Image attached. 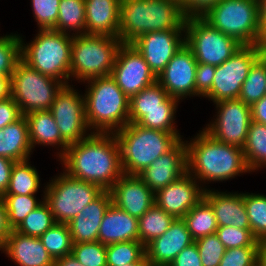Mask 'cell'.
I'll return each mask as SVG.
<instances>
[{
	"instance_id": "ffe728a7",
	"label": "cell",
	"mask_w": 266,
	"mask_h": 266,
	"mask_svg": "<svg viewBox=\"0 0 266 266\" xmlns=\"http://www.w3.org/2000/svg\"><path fill=\"white\" fill-rule=\"evenodd\" d=\"M109 191L112 203L136 218L155 203V193L137 175L123 174Z\"/></svg>"
},
{
	"instance_id": "e575fe53",
	"label": "cell",
	"mask_w": 266,
	"mask_h": 266,
	"mask_svg": "<svg viewBox=\"0 0 266 266\" xmlns=\"http://www.w3.org/2000/svg\"><path fill=\"white\" fill-rule=\"evenodd\" d=\"M266 95V60L261 56L250 68L244 80L239 99L252 106Z\"/></svg>"
},
{
	"instance_id": "91938a15",
	"label": "cell",
	"mask_w": 266,
	"mask_h": 266,
	"mask_svg": "<svg viewBox=\"0 0 266 266\" xmlns=\"http://www.w3.org/2000/svg\"><path fill=\"white\" fill-rule=\"evenodd\" d=\"M257 266H266V238L259 240Z\"/></svg>"
},
{
	"instance_id": "f1b7e54d",
	"label": "cell",
	"mask_w": 266,
	"mask_h": 266,
	"mask_svg": "<svg viewBox=\"0 0 266 266\" xmlns=\"http://www.w3.org/2000/svg\"><path fill=\"white\" fill-rule=\"evenodd\" d=\"M179 102L156 81L130 98L129 123H137L143 117V110L178 109Z\"/></svg>"
},
{
	"instance_id": "7bdbcfd3",
	"label": "cell",
	"mask_w": 266,
	"mask_h": 266,
	"mask_svg": "<svg viewBox=\"0 0 266 266\" xmlns=\"http://www.w3.org/2000/svg\"><path fill=\"white\" fill-rule=\"evenodd\" d=\"M72 254L84 266H107L106 245L99 241L73 243Z\"/></svg>"
},
{
	"instance_id": "f6af8a7d",
	"label": "cell",
	"mask_w": 266,
	"mask_h": 266,
	"mask_svg": "<svg viewBox=\"0 0 266 266\" xmlns=\"http://www.w3.org/2000/svg\"><path fill=\"white\" fill-rule=\"evenodd\" d=\"M195 243L202 266H219L226 249L215 233L196 239Z\"/></svg>"
},
{
	"instance_id": "f907efd6",
	"label": "cell",
	"mask_w": 266,
	"mask_h": 266,
	"mask_svg": "<svg viewBox=\"0 0 266 266\" xmlns=\"http://www.w3.org/2000/svg\"><path fill=\"white\" fill-rule=\"evenodd\" d=\"M169 266H202L196 243L184 248Z\"/></svg>"
},
{
	"instance_id": "6da1fadb",
	"label": "cell",
	"mask_w": 266,
	"mask_h": 266,
	"mask_svg": "<svg viewBox=\"0 0 266 266\" xmlns=\"http://www.w3.org/2000/svg\"><path fill=\"white\" fill-rule=\"evenodd\" d=\"M68 176L109 191L124 174L114 133H91L70 144L58 159Z\"/></svg>"
},
{
	"instance_id": "74e56055",
	"label": "cell",
	"mask_w": 266,
	"mask_h": 266,
	"mask_svg": "<svg viewBox=\"0 0 266 266\" xmlns=\"http://www.w3.org/2000/svg\"><path fill=\"white\" fill-rule=\"evenodd\" d=\"M6 210L8 213V222L12 230H15L25 217L45 200L44 195L41 199L36 198L35 194L30 195H3Z\"/></svg>"
},
{
	"instance_id": "ab89813d",
	"label": "cell",
	"mask_w": 266,
	"mask_h": 266,
	"mask_svg": "<svg viewBox=\"0 0 266 266\" xmlns=\"http://www.w3.org/2000/svg\"><path fill=\"white\" fill-rule=\"evenodd\" d=\"M56 221L49 205L44 201L39 207L31 211L15 231L26 235L39 238L43 233L50 229Z\"/></svg>"
},
{
	"instance_id": "ba28073f",
	"label": "cell",
	"mask_w": 266,
	"mask_h": 266,
	"mask_svg": "<svg viewBox=\"0 0 266 266\" xmlns=\"http://www.w3.org/2000/svg\"><path fill=\"white\" fill-rule=\"evenodd\" d=\"M202 18L242 45H259L257 0H221Z\"/></svg>"
},
{
	"instance_id": "603a6c76",
	"label": "cell",
	"mask_w": 266,
	"mask_h": 266,
	"mask_svg": "<svg viewBox=\"0 0 266 266\" xmlns=\"http://www.w3.org/2000/svg\"><path fill=\"white\" fill-rule=\"evenodd\" d=\"M1 253H5L18 266H54L55 260L39 238L12 230Z\"/></svg>"
},
{
	"instance_id": "3957f363",
	"label": "cell",
	"mask_w": 266,
	"mask_h": 266,
	"mask_svg": "<svg viewBox=\"0 0 266 266\" xmlns=\"http://www.w3.org/2000/svg\"><path fill=\"white\" fill-rule=\"evenodd\" d=\"M185 20L175 0H121L119 38L132 44L149 32L185 29Z\"/></svg>"
},
{
	"instance_id": "8fae6325",
	"label": "cell",
	"mask_w": 266,
	"mask_h": 266,
	"mask_svg": "<svg viewBox=\"0 0 266 266\" xmlns=\"http://www.w3.org/2000/svg\"><path fill=\"white\" fill-rule=\"evenodd\" d=\"M185 44L192 50L197 63L213 66L221 65L242 46L202 17L185 20Z\"/></svg>"
},
{
	"instance_id": "8992f818",
	"label": "cell",
	"mask_w": 266,
	"mask_h": 266,
	"mask_svg": "<svg viewBox=\"0 0 266 266\" xmlns=\"http://www.w3.org/2000/svg\"><path fill=\"white\" fill-rule=\"evenodd\" d=\"M72 37L54 29H38L34 39L25 44L21 35V59L41 74L70 84Z\"/></svg>"
},
{
	"instance_id": "d6a6232c",
	"label": "cell",
	"mask_w": 266,
	"mask_h": 266,
	"mask_svg": "<svg viewBox=\"0 0 266 266\" xmlns=\"http://www.w3.org/2000/svg\"><path fill=\"white\" fill-rule=\"evenodd\" d=\"M175 219L154 203L145 214L138 218L139 241L146 247L155 238L163 235Z\"/></svg>"
},
{
	"instance_id": "d4e9b609",
	"label": "cell",
	"mask_w": 266,
	"mask_h": 266,
	"mask_svg": "<svg viewBox=\"0 0 266 266\" xmlns=\"http://www.w3.org/2000/svg\"><path fill=\"white\" fill-rule=\"evenodd\" d=\"M98 241L104 245L139 241L138 218L111 203L100 224Z\"/></svg>"
},
{
	"instance_id": "6f0895ef",
	"label": "cell",
	"mask_w": 266,
	"mask_h": 266,
	"mask_svg": "<svg viewBox=\"0 0 266 266\" xmlns=\"http://www.w3.org/2000/svg\"><path fill=\"white\" fill-rule=\"evenodd\" d=\"M11 97V77L0 76V100Z\"/></svg>"
},
{
	"instance_id": "7c38bea8",
	"label": "cell",
	"mask_w": 266,
	"mask_h": 266,
	"mask_svg": "<svg viewBox=\"0 0 266 266\" xmlns=\"http://www.w3.org/2000/svg\"><path fill=\"white\" fill-rule=\"evenodd\" d=\"M261 56L259 45H242L229 59L216 66L211 90L203 98L213 103L239 98L250 68Z\"/></svg>"
},
{
	"instance_id": "5b68a950",
	"label": "cell",
	"mask_w": 266,
	"mask_h": 266,
	"mask_svg": "<svg viewBox=\"0 0 266 266\" xmlns=\"http://www.w3.org/2000/svg\"><path fill=\"white\" fill-rule=\"evenodd\" d=\"M114 135L125 175H138L183 138L178 133L147 129L136 123H128Z\"/></svg>"
},
{
	"instance_id": "816d5d0a",
	"label": "cell",
	"mask_w": 266,
	"mask_h": 266,
	"mask_svg": "<svg viewBox=\"0 0 266 266\" xmlns=\"http://www.w3.org/2000/svg\"><path fill=\"white\" fill-rule=\"evenodd\" d=\"M221 0H190L183 8L185 18L202 17Z\"/></svg>"
},
{
	"instance_id": "5bb4252c",
	"label": "cell",
	"mask_w": 266,
	"mask_h": 266,
	"mask_svg": "<svg viewBox=\"0 0 266 266\" xmlns=\"http://www.w3.org/2000/svg\"><path fill=\"white\" fill-rule=\"evenodd\" d=\"M74 87L63 85L50 108L62 138L69 145L92 133L87 125L84 94Z\"/></svg>"
},
{
	"instance_id": "94428289",
	"label": "cell",
	"mask_w": 266,
	"mask_h": 266,
	"mask_svg": "<svg viewBox=\"0 0 266 266\" xmlns=\"http://www.w3.org/2000/svg\"><path fill=\"white\" fill-rule=\"evenodd\" d=\"M119 266H149L148 263H131L127 265H119Z\"/></svg>"
},
{
	"instance_id": "9f6ffc18",
	"label": "cell",
	"mask_w": 266,
	"mask_h": 266,
	"mask_svg": "<svg viewBox=\"0 0 266 266\" xmlns=\"http://www.w3.org/2000/svg\"><path fill=\"white\" fill-rule=\"evenodd\" d=\"M259 10V46L266 43V0H257Z\"/></svg>"
},
{
	"instance_id": "4fadbf2b",
	"label": "cell",
	"mask_w": 266,
	"mask_h": 266,
	"mask_svg": "<svg viewBox=\"0 0 266 266\" xmlns=\"http://www.w3.org/2000/svg\"><path fill=\"white\" fill-rule=\"evenodd\" d=\"M215 106V117L202 129L215 140L228 145L244 147L252 121L251 106L239 98L220 101Z\"/></svg>"
},
{
	"instance_id": "4316f807",
	"label": "cell",
	"mask_w": 266,
	"mask_h": 266,
	"mask_svg": "<svg viewBox=\"0 0 266 266\" xmlns=\"http://www.w3.org/2000/svg\"><path fill=\"white\" fill-rule=\"evenodd\" d=\"M24 116L28 123L32 150H35L36 145L51 146L57 148L56 151H58L55 154L57 155L56 158L59 159L65 153L69 144L62 138L51 111H33Z\"/></svg>"
},
{
	"instance_id": "ee69618b",
	"label": "cell",
	"mask_w": 266,
	"mask_h": 266,
	"mask_svg": "<svg viewBox=\"0 0 266 266\" xmlns=\"http://www.w3.org/2000/svg\"><path fill=\"white\" fill-rule=\"evenodd\" d=\"M215 234L225 249L258 246L259 240L253 235L251 229L236 228L234 226L218 227Z\"/></svg>"
},
{
	"instance_id": "ac0fdd59",
	"label": "cell",
	"mask_w": 266,
	"mask_h": 266,
	"mask_svg": "<svg viewBox=\"0 0 266 266\" xmlns=\"http://www.w3.org/2000/svg\"><path fill=\"white\" fill-rule=\"evenodd\" d=\"M204 189L188 172L155 193V203L167 214L183 218L201 199Z\"/></svg>"
},
{
	"instance_id": "c3c4849f",
	"label": "cell",
	"mask_w": 266,
	"mask_h": 266,
	"mask_svg": "<svg viewBox=\"0 0 266 266\" xmlns=\"http://www.w3.org/2000/svg\"><path fill=\"white\" fill-rule=\"evenodd\" d=\"M216 66L197 63L195 77V96L204 97L212 87Z\"/></svg>"
},
{
	"instance_id": "8d00e7d4",
	"label": "cell",
	"mask_w": 266,
	"mask_h": 266,
	"mask_svg": "<svg viewBox=\"0 0 266 266\" xmlns=\"http://www.w3.org/2000/svg\"><path fill=\"white\" fill-rule=\"evenodd\" d=\"M39 239L54 260L72 254L73 240L67 223L54 224Z\"/></svg>"
},
{
	"instance_id": "7dc6e473",
	"label": "cell",
	"mask_w": 266,
	"mask_h": 266,
	"mask_svg": "<svg viewBox=\"0 0 266 266\" xmlns=\"http://www.w3.org/2000/svg\"><path fill=\"white\" fill-rule=\"evenodd\" d=\"M258 246L226 249L219 266H257Z\"/></svg>"
},
{
	"instance_id": "11a10c76",
	"label": "cell",
	"mask_w": 266,
	"mask_h": 266,
	"mask_svg": "<svg viewBox=\"0 0 266 266\" xmlns=\"http://www.w3.org/2000/svg\"><path fill=\"white\" fill-rule=\"evenodd\" d=\"M252 121L266 125V95L251 106Z\"/></svg>"
},
{
	"instance_id": "7402d4cb",
	"label": "cell",
	"mask_w": 266,
	"mask_h": 266,
	"mask_svg": "<svg viewBox=\"0 0 266 266\" xmlns=\"http://www.w3.org/2000/svg\"><path fill=\"white\" fill-rule=\"evenodd\" d=\"M210 189L204 190L203 198L213 208L218 227L234 226L250 229L244 204V192H221L214 188Z\"/></svg>"
},
{
	"instance_id": "cb8c5ba5",
	"label": "cell",
	"mask_w": 266,
	"mask_h": 266,
	"mask_svg": "<svg viewBox=\"0 0 266 266\" xmlns=\"http://www.w3.org/2000/svg\"><path fill=\"white\" fill-rule=\"evenodd\" d=\"M111 203L110 191H103L68 223L73 243L98 241L100 224Z\"/></svg>"
},
{
	"instance_id": "d6986e66",
	"label": "cell",
	"mask_w": 266,
	"mask_h": 266,
	"mask_svg": "<svg viewBox=\"0 0 266 266\" xmlns=\"http://www.w3.org/2000/svg\"><path fill=\"white\" fill-rule=\"evenodd\" d=\"M187 172V148L181 139L137 176L154 192L176 181Z\"/></svg>"
},
{
	"instance_id": "2e32d148",
	"label": "cell",
	"mask_w": 266,
	"mask_h": 266,
	"mask_svg": "<svg viewBox=\"0 0 266 266\" xmlns=\"http://www.w3.org/2000/svg\"><path fill=\"white\" fill-rule=\"evenodd\" d=\"M184 44L185 29L149 32L132 43L156 77Z\"/></svg>"
},
{
	"instance_id": "681fc988",
	"label": "cell",
	"mask_w": 266,
	"mask_h": 266,
	"mask_svg": "<svg viewBox=\"0 0 266 266\" xmlns=\"http://www.w3.org/2000/svg\"><path fill=\"white\" fill-rule=\"evenodd\" d=\"M21 116L19 106L12 97L0 100V129L15 122Z\"/></svg>"
},
{
	"instance_id": "52a82bcc",
	"label": "cell",
	"mask_w": 266,
	"mask_h": 266,
	"mask_svg": "<svg viewBox=\"0 0 266 266\" xmlns=\"http://www.w3.org/2000/svg\"><path fill=\"white\" fill-rule=\"evenodd\" d=\"M122 45L119 37L82 34L72 37L70 79L86 82L110 76L117 52Z\"/></svg>"
},
{
	"instance_id": "680465c9",
	"label": "cell",
	"mask_w": 266,
	"mask_h": 266,
	"mask_svg": "<svg viewBox=\"0 0 266 266\" xmlns=\"http://www.w3.org/2000/svg\"><path fill=\"white\" fill-rule=\"evenodd\" d=\"M54 266H84L73 254L55 259Z\"/></svg>"
},
{
	"instance_id": "30bf717a",
	"label": "cell",
	"mask_w": 266,
	"mask_h": 266,
	"mask_svg": "<svg viewBox=\"0 0 266 266\" xmlns=\"http://www.w3.org/2000/svg\"><path fill=\"white\" fill-rule=\"evenodd\" d=\"M63 85L61 81L41 74L21 60L11 76V97L22 115L50 110L55 95Z\"/></svg>"
},
{
	"instance_id": "f5cc1de1",
	"label": "cell",
	"mask_w": 266,
	"mask_h": 266,
	"mask_svg": "<svg viewBox=\"0 0 266 266\" xmlns=\"http://www.w3.org/2000/svg\"><path fill=\"white\" fill-rule=\"evenodd\" d=\"M15 161L6 157H0V196L2 197L8 189L12 167Z\"/></svg>"
},
{
	"instance_id": "e0dca14e",
	"label": "cell",
	"mask_w": 266,
	"mask_h": 266,
	"mask_svg": "<svg viewBox=\"0 0 266 266\" xmlns=\"http://www.w3.org/2000/svg\"><path fill=\"white\" fill-rule=\"evenodd\" d=\"M197 61L192 50L184 44L157 77V82L179 101L195 97Z\"/></svg>"
},
{
	"instance_id": "7a4b0ae2",
	"label": "cell",
	"mask_w": 266,
	"mask_h": 266,
	"mask_svg": "<svg viewBox=\"0 0 266 266\" xmlns=\"http://www.w3.org/2000/svg\"><path fill=\"white\" fill-rule=\"evenodd\" d=\"M185 140L187 148V172L207 190L213 182H223L251 173L242 148L221 143L203 129ZM206 184V186H205Z\"/></svg>"
},
{
	"instance_id": "836d02e7",
	"label": "cell",
	"mask_w": 266,
	"mask_h": 266,
	"mask_svg": "<svg viewBox=\"0 0 266 266\" xmlns=\"http://www.w3.org/2000/svg\"><path fill=\"white\" fill-rule=\"evenodd\" d=\"M194 240L214 234L218 228L211 205L203 198L182 218Z\"/></svg>"
},
{
	"instance_id": "f546056e",
	"label": "cell",
	"mask_w": 266,
	"mask_h": 266,
	"mask_svg": "<svg viewBox=\"0 0 266 266\" xmlns=\"http://www.w3.org/2000/svg\"><path fill=\"white\" fill-rule=\"evenodd\" d=\"M58 32L86 34L85 0H60L56 26ZM75 32V33H74Z\"/></svg>"
},
{
	"instance_id": "277c9868",
	"label": "cell",
	"mask_w": 266,
	"mask_h": 266,
	"mask_svg": "<svg viewBox=\"0 0 266 266\" xmlns=\"http://www.w3.org/2000/svg\"><path fill=\"white\" fill-rule=\"evenodd\" d=\"M87 125L92 133H115L129 123L130 99L111 76L84 82Z\"/></svg>"
},
{
	"instance_id": "be15d7a7",
	"label": "cell",
	"mask_w": 266,
	"mask_h": 266,
	"mask_svg": "<svg viewBox=\"0 0 266 266\" xmlns=\"http://www.w3.org/2000/svg\"><path fill=\"white\" fill-rule=\"evenodd\" d=\"M262 57L266 60V43L261 46Z\"/></svg>"
},
{
	"instance_id": "60d3db41",
	"label": "cell",
	"mask_w": 266,
	"mask_h": 266,
	"mask_svg": "<svg viewBox=\"0 0 266 266\" xmlns=\"http://www.w3.org/2000/svg\"><path fill=\"white\" fill-rule=\"evenodd\" d=\"M21 58L20 34L0 36V76L11 77Z\"/></svg>"
},
{
	"instance_id": "484cf974",
	"label": "cell",
	"mask_w": 266,
	"mask_h": 266,
	"mask_svg": "<svg viewBox=\"0 0 266 266\" xmlns=\"http://www.w3.org/2000/svg\"><path fill=\"white\" fill-rule=\"evenodd\" d=\"M121 0H85L86 34L119 37Z\"/></svg>"
},
{
	"instance_id": "f35d334b",
	"label": "cell",
	"mask_w": 266,
	"mask_h": 266,
	"mask_svg": "<svg viewBox=\"0 0 266 266\" xmlns=\"http://www.w3.org/2000/svg\"><path fill=\"white\" fill-rule=\"evenodd\" d=\"M244 204L249 219L250 229L258 240L266 238V195L244 193Z\"/></svg>"
},
{
	"instance_id": "9c48e42d",
	"label": "cell",
	"mask_w": 266,
	"mask_h": 266,
	"mask_svg": "<svg viewBox=\"0 0 266 266\" xmlns=\"http://www.w3.org/2000/svg\"><path fill=\"white\" fill-rule=\"evenodd\" d=\"M43 189L44 200L56 223L67 224L104 191L96 184L72 178L65 172L51 177Z\"/></svg>"
},
{
	"instance_id": "bcb514c9",
	"label": "cell",
	"mask_w": 266,
	"mask_h": 266,
	"mask_svg": "<svg viewBox=\"0 0 266 266\" xmlns=\"http://www.w3.org/2000/svg\"><path fill=\"white\" fill-rule=\"evenodd\" d=\"M30 3L38 29H53L58 19L60 0H31Z\"/></svg>"
},
{
	"instance_id": "db71d44e",
	"label": "cell",
	"mask_w": 266,
	"mask_h": 266,
	"mask_svg": "<svg viewBox=\"0 0 266 266\" xmlns=\"http://www.w3.org/2000/svg\"><path fill=\"white\" fill-rule=\"evenodd\" d=\"M11 231L12 229L8 222L6 205L4 199L0 196V251Z\"/></svg>"
},
{
	"instance_id": "d590c367",
	"label": "cell",
	"mask_w": 266,
	"mask_h": 266,
	"mask_svg": "<svg viewBox=\"0 0 266 266\" xmlns=\"http://www.w3.org/2000/svg\"><path fill=\"white\" fill-rule=\"evenodd\" d=\"M107 266L148 263L145 246L140 241H126L106 245Z\"/></svg>"
},
{
	"instance_id": "1f68e13d",
	"label": "cell",
	"mask_w": 266,
	"mask_h": 266,
	"mask_svg": "<svg viewBox=\"0 0 266 266\" xmlns=\"http://www.w3.org/2000/svg\"><path fill=\"white\" fill-rule=\"evenodd\" d=\"M244 157L250 172L266 168V125L251 121L246 142L243 147Z\"/></svg>"
},
{
	"instance_id": "9a60e30c",
	"label": "cell",
	"mask_w": 266,
	"mask_h": 266,
	"mask_svg": "<svg viewBox=\"0 0 266 266\" xmlns=\"http://www.w3.org/2000/svg\"><path fill=\"white\" fill-rule=\"evenodd\" d=\"M110 76L129 99L157 81L142 54L128 43L120 46Z\"/></svg>"
},
{
	"instance_id": "4dcf8cb0",
	"label": "cell",
	"mask_w": 266,
	"mask_h": 266,
	"mask_svg": "<svg viewBox=\"0 0 266 266\" xmlns=\"http://www.w3.org/2000/svg\"><path fill=\"white\" fill-rule=\"evenodd\" d=\"M31 159L15 162L10 176V182L4 195L36 194L41 188V178Z\"/></svg>"
},
{
	"instance_id": "b9f144b4",
	"label": "cell",
	"mask_w": 266,
	"mask_h": 266,
	"mask_svg": "<svg viewBox=\"0 0 266 266\" xmlns=\"http://www.w3.org/2000/svg\"><path fill=\"white\" fill-rule=\"evenodd\" d=\"M177 109H154L143 110V117L136 123L147 129L160 130L163 132L178 133L176 124Z\"/></svg>"
},
{
	"instance_id": "44dd1931",
	"label": "cell",
	"mask_w": 266,
	"mask_h": 266,
	"mask_svg": "<svg viewBox=\"0 0 266 266\" xmlns=\"http://www.w3.org/2000/svg\"><path fill=\"white\" fill-rule=\"evenodd\" d=\"M194 242L185 221L176 218L163 235L145 247L147 262L149 266H169L184 248Z\"/></svg>"
},
{
	"instance_id": "83f0119b",
	"label": "cell",
	"mask_w": 266,
	"mask_h": 266,
	"mask_svg": "<svg viewBox=\"0 0 266 266\" xmlns=\"http://www.w3.org/2000/svg\"><path fill=\"white\" fill-rule=\"evenodd\" d=\"M32 153L28 123L24 115L0 129V157L19 162L30 159Z\"/></svg>"
},
{
	"instance_id": "6125c7cd",
	"label": "cell",
	"mask_w": 266,
	"mask_h": 266,
	"mask_svg": "<svg viewBox=\"0 0 266 266\" xmlns=\"http://www.w3.org/2000/svg\"><path fill=\"white\" fill-rule=\"evenodd\" d=\"M182 8L190 1V0H175Z\"/></svg>"
}]
</instances>
